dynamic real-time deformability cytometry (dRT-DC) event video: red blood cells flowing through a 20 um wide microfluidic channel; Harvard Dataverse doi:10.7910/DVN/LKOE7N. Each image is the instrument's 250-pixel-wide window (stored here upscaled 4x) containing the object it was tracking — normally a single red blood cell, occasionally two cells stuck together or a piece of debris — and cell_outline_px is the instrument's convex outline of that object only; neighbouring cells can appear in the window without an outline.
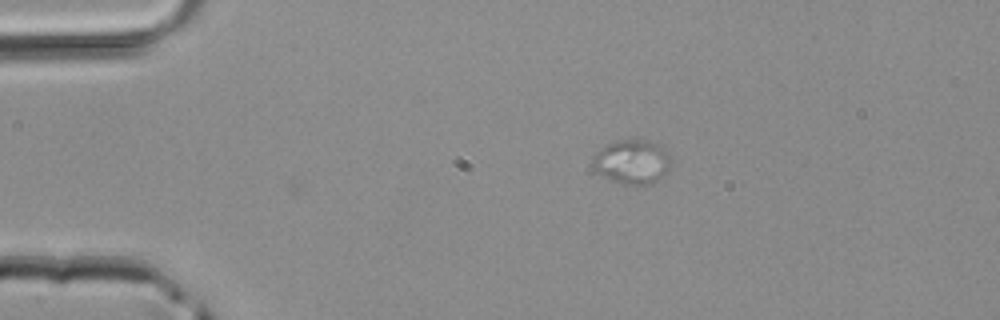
{"species": "common noctule bat (a hibernating species)", "species_latin": "Nyctalus noctula", "temperature_condition": "room temperature", "stored_images_in_passage": 2, "camera_frame_rate_fps": 3000, "um_per_image_px": 0.085, "animal": {"sex": "male", "body_mass_g": 20.4}, "frame": {"image": 1, "passage_image": 2, "time_ms": 0.333, "image_size_px": [1000, 320], "cell_outline_px": [[672, 160], [668, 168], [660, 176], [644, 188], [624, 184], [612, 180], [596, 172], [592, 168], [592, 156], [596, 152], [608, 144], [620, 140], [644, 140], [656, 144], [664, 148], [668, 152]], "centroid_in_image_um": [53.7, 13.78], "position_along_channel_um": 31.3, "area_um2": 20.17}}